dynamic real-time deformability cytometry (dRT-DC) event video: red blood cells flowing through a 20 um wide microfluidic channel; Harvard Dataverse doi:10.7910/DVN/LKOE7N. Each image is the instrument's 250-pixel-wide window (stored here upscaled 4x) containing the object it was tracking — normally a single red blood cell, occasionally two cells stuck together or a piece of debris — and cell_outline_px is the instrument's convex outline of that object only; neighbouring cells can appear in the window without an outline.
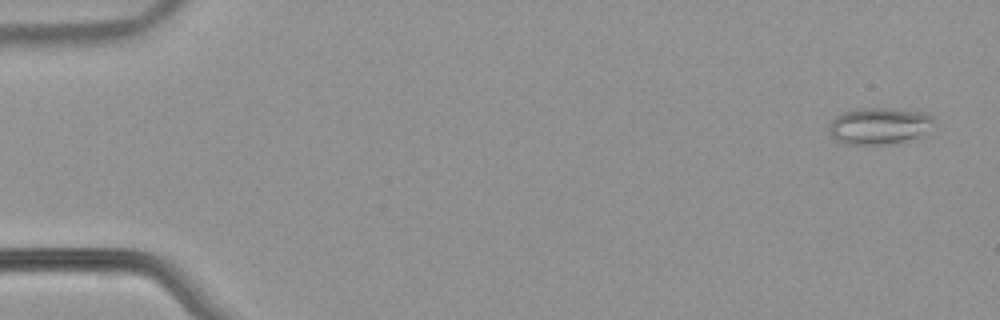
{"species": "common noctule bat (a hibernating species)", "species_latin": "Nyctalus noctula", "temperature_condition": "warm", "stored_images_in_passage": 54, "camera_frame_rate_fps": 3000, "um_per_image_px": 0.085, "animal": {"sex": "male", "body_mass_g": 21.5, "forearm_length_mm": 52.0}, "frame": {"image": 1, "passage_image": 3, "time_ms": 0.667, "image_size_px": [1000, 320], "cell_outline_px": [[932, 124], [924, 136], [888, 144], [848, 144], [836, 140], [828, 132], [828, 124], [836, 116], [844, 112], [860, 108], [892, 108], [928, 112], [932, 116]], "centroid_in_image_um": [74.74, 10.69], "position_along_channel_um": 10.3, "area_um2": 22.6}}
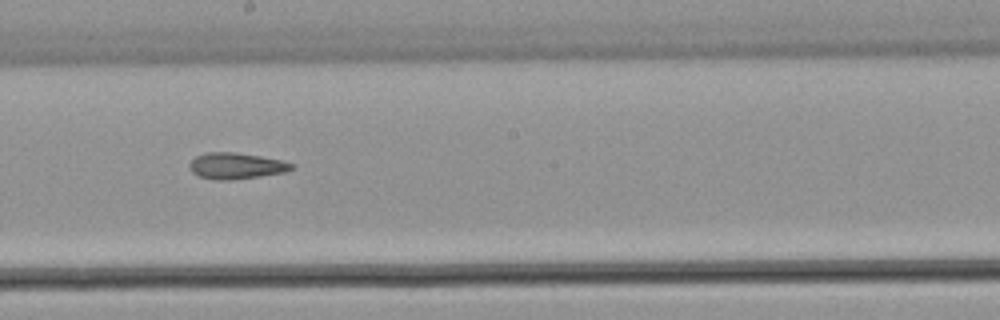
{"frame": {"image": 2, "passage_image": 31, "time_ms": 10.0, "image_size_px": [1000, 320], "cell_outline_px": [[296, 168], [284, 172], [260, 176], [232, 180], [216, 180], [200, 176], [192, 172], [188, 164], [196, 156], [208, 152], [236, 152], [260, 156], [280, 160], [296, 164]], "centroid_in_image_um": [20.1, 14.09], "position_along_channel_um": 228.1, "area_um2": 15.61}}
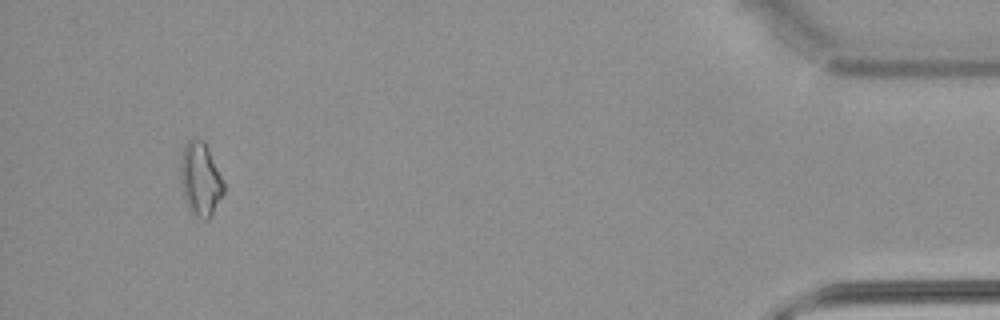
{"frame": {"image": 3, "passage_image": 51, "time_ms": 16.667, "image_size_px": [1000, 320], "cell_outline_px": [[224, 192], [208, 220], [200, 220], [188, 208], [184, 196], [180, 180], [180, 156], [188, 140], [204, 140], [208, 148], [224, 184]], "centroid_in_image_um": [17.01, 15.25], "position_along_channel_um": 418.2, "area_um2": 18.26}}